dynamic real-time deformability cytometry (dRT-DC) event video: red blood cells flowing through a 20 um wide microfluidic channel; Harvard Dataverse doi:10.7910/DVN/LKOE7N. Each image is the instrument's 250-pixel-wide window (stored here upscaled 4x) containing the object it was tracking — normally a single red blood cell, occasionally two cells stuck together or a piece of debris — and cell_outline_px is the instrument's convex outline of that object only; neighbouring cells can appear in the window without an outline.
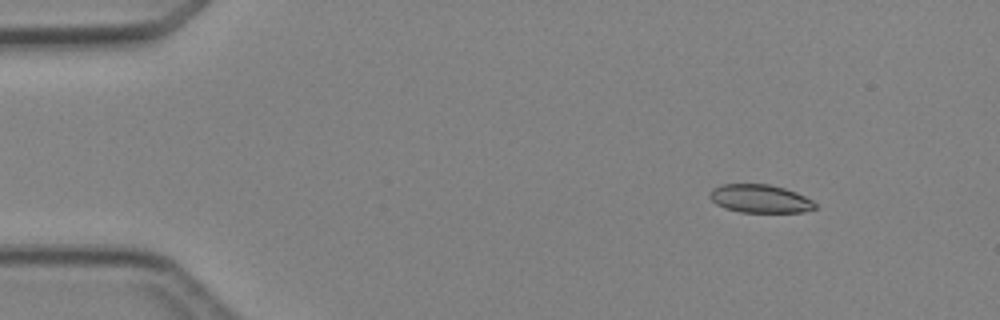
{"species": "Egyptian fruit bat (a non-hibernating species)", "species_latin": "Rousettus aegyptiacus", "temperature_condition": "cold", "stored_images_in_passage": 5, "camera_frame_rate_fps": 3000, "um_per_image_px": 0.085, "animal": {"sex": "female"}, "frame": {"image": 1, "passage_image": 1, "time_ms": 0.0, "image_size_px": [1000, 320], "cell_outline_px": [[816, 208], [804, 212], [740, 212], [724, 208], [716, 204], [708, 196], [712, 188], [720, 184], [768, 184], [784, 188], [796, 192], [812, 200], [816, 204]], "centroid_in_image_um": [64.58, 16.89], "position_along_channel_um": 20.4, "area_um2": 17.4}}
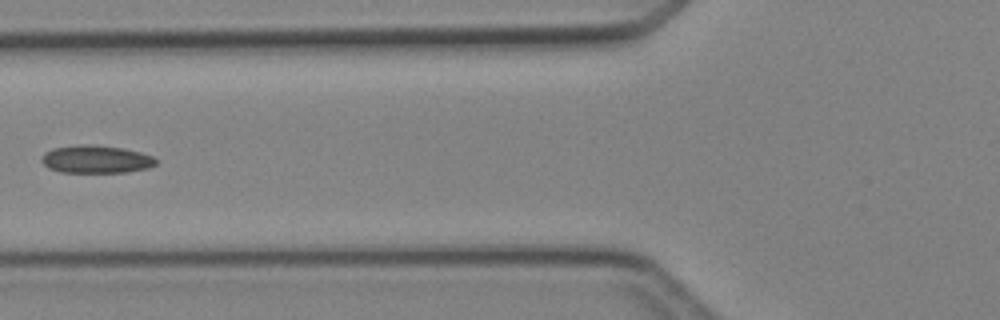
{"frame": {"image": 2, "passage_image": 4, "time_ms": 4.333, "image_size_px": [1000, 320], "cell_outline_px": [[156, 164], [148, 168], [124, 172], [60, 172], [48, 168], [40, 160], [44, 152], [52, 148], [80, 144], [96, 144], [124, 148], [140, 152], [152, 156], [156, 160]], "centroid_in_image_um": [8.13, 13.52], "position_along_channel_um": 117.7, "area_um2": 18.67}}
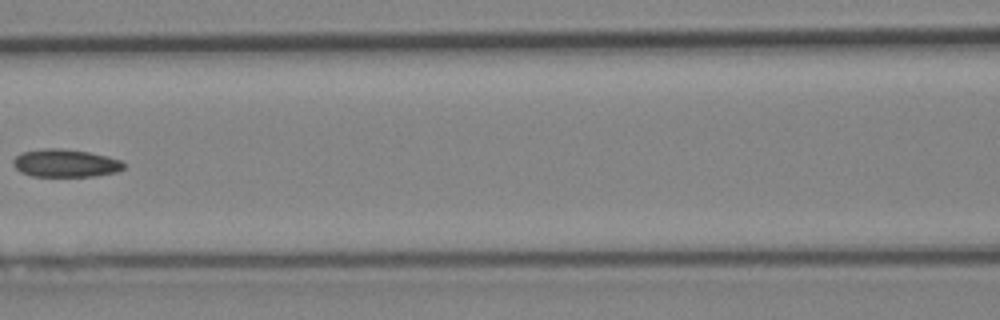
{"frame": {"image": 3, "passage_image": 5, "time_ms": 5.333, "image_size_px": [1000, 320], "cell_outline_px": [[124, 168], [116, 172], [92, 176], [32, 176], [20, 172], [12, 164], [12, 160], [20, 152], [44, 148], [60, 148], [88, 152], [108, 156], [120, 160], [124, 164]], "centroid_in_image_um": [5.52, 13.86], "position_along_channel_um": 161.1, "area_um2": 17.98}}